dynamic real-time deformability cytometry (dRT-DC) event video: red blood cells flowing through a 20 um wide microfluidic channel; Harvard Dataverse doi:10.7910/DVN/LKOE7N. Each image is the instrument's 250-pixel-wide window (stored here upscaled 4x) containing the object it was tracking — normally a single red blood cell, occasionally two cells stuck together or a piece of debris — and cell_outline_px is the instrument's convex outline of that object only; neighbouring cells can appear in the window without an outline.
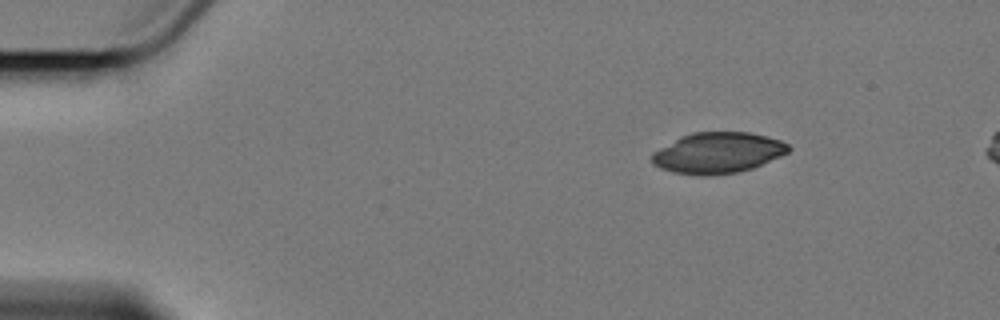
{"species": "Egyptian fruit bat (a non-hibernating species)", "species_latin": "Rousettus aegyptiacus", "temperature_condition": "cold", "stored_images_in_passage": 6, "camera_frame_rate_fps": 3000, "um_per_image_px": 0.085, "animal": {"sex": "female"}, "frame": {"image": 1, "passage_image": 1, "time_ms": 0.0, "image_size_px": [1000, 320], "cell_outline_px": [[792, 148], [788, 152], [780, 156], [752, 168], [740, 172], [708, 176], [704, 176], [672, 172], [660, 168], [652, 164], [652, 152], [680, 136], [692, 132], [748, 132], [768, 136], [780, 140], [788, 144]], "centroid_in_image_um": [61.0, 12.99], "position_along_channel_um": 24.0, "area_um2": 32.71}}